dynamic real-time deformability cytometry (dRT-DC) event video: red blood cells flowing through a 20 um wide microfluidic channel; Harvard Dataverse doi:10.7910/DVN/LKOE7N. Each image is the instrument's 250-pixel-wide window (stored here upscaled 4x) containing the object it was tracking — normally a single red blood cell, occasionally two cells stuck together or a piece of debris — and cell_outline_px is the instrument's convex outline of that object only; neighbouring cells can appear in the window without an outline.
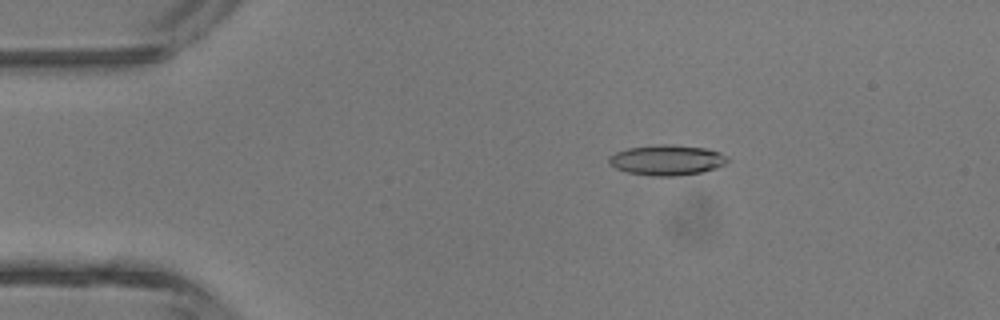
{"species": "common noctule bat (a hibernating species)", "species_latin": "Nyctalus noctula", "temperature_condition": "room temperature", "stored_images_in_passage": 3, "camera_frame_rate_fps": 3000, "um_per_image_px": 0.085, "animal": {"sex": "male", "body_mass_g": 13.3}, "frame": {"image": 1, "passage_image": 1, "time_ms": 0.0, "image_size_px": [1000, 320], "cell_outline_px": [[732, 160], [716, 168], [700, 172], [676, 176], [652, 176], [628, 172], [616, 168], [608, 164], [608, 156], [616, 152], [628, 148], [660, 144], [672, 144], [704, 148], [720, 152], [728, 156]], "centroid_in_image_um": [56.7, 13.6], "position_along_channel_um": 28.3, "area_um2": 21.1}}
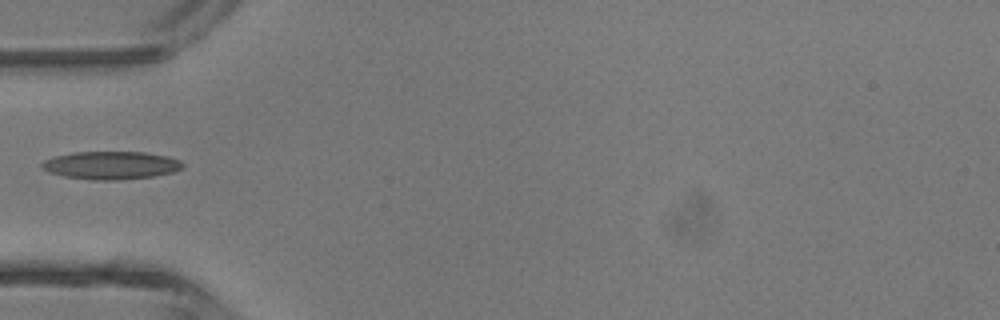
{"frame": {"image": 2, "passage_image": 3, "time_ms": 2.333, "image_size_px": [1000, 320], "cell_outline_px": [[184, 168], [172, 172], [152, 176], [116, 180], [92, 180], [64, 176], [48, 172], [40, 168], [40, 164], [44, 160], [56, 156], [72, 152], [144, 152], [168, 156], [180, 160], [184, 164]], "centroid_in_image_um": [9.42, 14.04], "position_along_channel_um": 75.6, "area_um2": 23.0}}